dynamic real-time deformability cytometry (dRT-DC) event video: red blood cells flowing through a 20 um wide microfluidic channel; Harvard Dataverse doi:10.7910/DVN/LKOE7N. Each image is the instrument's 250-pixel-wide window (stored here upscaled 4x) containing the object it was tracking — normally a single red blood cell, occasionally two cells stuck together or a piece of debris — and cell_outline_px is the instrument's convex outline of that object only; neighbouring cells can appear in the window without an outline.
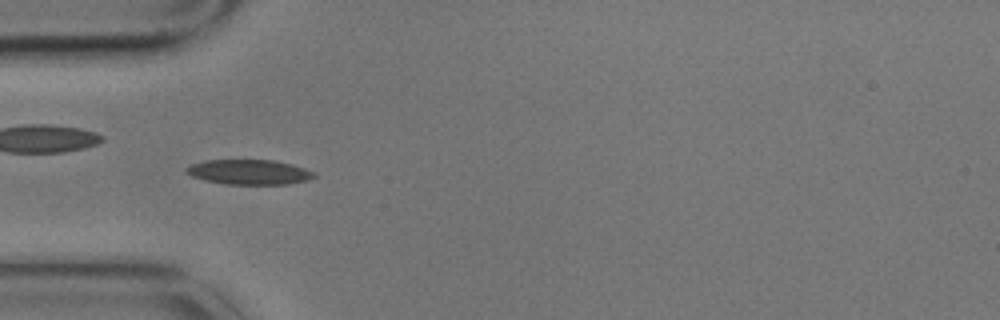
{"species": "common noctule bat (a hibernating species)", "species_latin": "Nyctalus noctula", "temperature_condition": "cold", "stored_images_in_passage": 5, "camera_frame_rate_fps": 3000, "um_per_image_px": 0.085, "animal": {"sex": "male", "body_mass_g": 17.9}, "frame": {"image": 1, "passage_image": 4, "time_ms": 1.0, "image_size_px": [1000, 320], "cell_outline_px": [[316, 176], [308, 180], [288, 184], [224, 184], [204, 180], [192, 176], [184, 172], [184, 168], [192, 164], [204, 160], [276, 160], [292, 164], [316, 172]], "centroid_in_image_um": [21.17, 14.62], "position_along_channel_um": 63.8, "area_um2": 18.73}}